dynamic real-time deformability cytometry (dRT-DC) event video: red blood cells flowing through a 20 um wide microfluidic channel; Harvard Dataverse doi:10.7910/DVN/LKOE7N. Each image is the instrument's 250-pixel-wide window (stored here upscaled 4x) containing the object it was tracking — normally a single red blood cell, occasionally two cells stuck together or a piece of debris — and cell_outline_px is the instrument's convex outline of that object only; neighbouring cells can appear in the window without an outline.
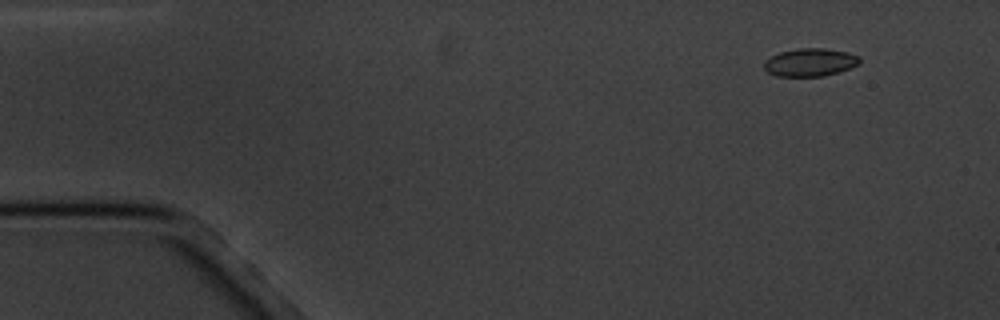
{"species": "common noctule bat (a hibernating species)", "species_latin": "Nyctalus noctula", "temperature_condition": "cold", "stored_images_in_passage": 4, "camera_frame_rate_fps": 3000, "um_per_image_px": 0.085, "animal": {"sex": "male", "body_mass_g": 20.1, "forearm_length_mm": 53.5}, "frame": {"image": 1, "passage_image": 1, "time_ms": 0.0, "image_size_px": [1000, 320], "cell_outline_px": [[860, 64], [840, 72], [824, 76], [776, 76], [768, 72], [764, 68], [764, 60], [780, 52], [800, 48], [824, 48], [848, 52], [860, 56]], "centroid_in_image_um": [68.89, 5.3], "position_along_channel_um": 16.1, "area_um2": 15.66}}
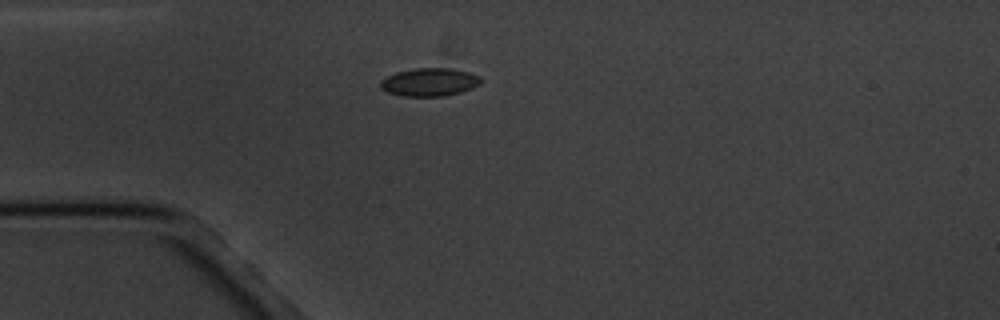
{"frame": {"image": 2, "passage_image": 4, "time_ms": 3.333, "image_size_px": [1000, 320], "cell_outline_px": [[484, 80], [480, 84], [472, 88], [460, 92], [444, 96], [400, 96], [388, 92], [380, 88], [380, 80], [396, 72], [416, 68], [448, 68], [468, 72], [480, 76]], "centroid_in_image_um": [36.51, 6.98], "position_along_channel_um": 48.5, "area_um2": 16.47}}